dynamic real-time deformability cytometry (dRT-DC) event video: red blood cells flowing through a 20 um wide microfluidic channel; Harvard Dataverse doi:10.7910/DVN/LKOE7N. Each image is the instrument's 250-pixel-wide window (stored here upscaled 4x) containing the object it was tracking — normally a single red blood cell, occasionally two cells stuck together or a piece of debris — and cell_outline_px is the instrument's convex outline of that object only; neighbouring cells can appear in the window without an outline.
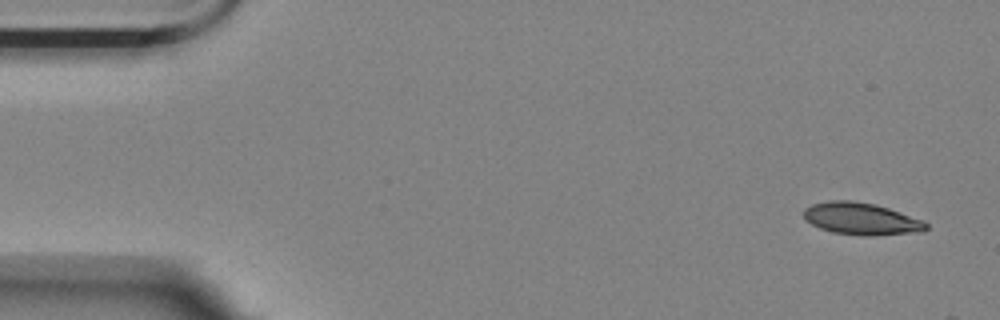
{"species": "Egyptian fruit bat (a non-hibernating species)", "species_latin": "Rousettus aegyptiacus", "temperature_condition": "room temperature", "stored_images_in_passage": 5, "camera_frame_rate_fps": 3000, "um_per_image_px": 0.085, "animal": {"sex": "female"}, "frame": {"image": 1, "passage_image": 1, "time_ms": 0.0, "image_size_px": [1000, 320], "cell_outline_px": [[928, 228], [924, 232], [872, 236], [864, 236], [832, 232], [820, 228], [804, 220], [804, 208], [812, 204], [828, 200], [852, 200], [876, 204], [924, 220], [928, 224]], "centroid_in_image_um": [73.23, 18.6], "position_along_channel_um": 11.8, "area_um2": 23.24}}
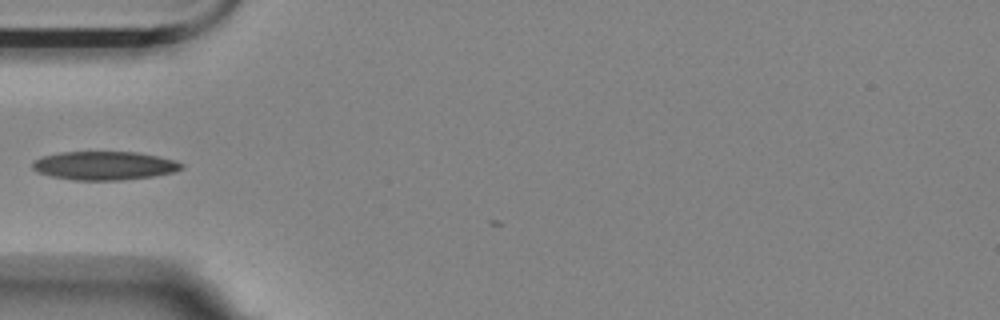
{"frame": {"image": 2, "passage_image": 5, "time_ms": 1.333, "image_size_px": [1000, 320], "cell_outline_px": [[184, 168], [172, 172], [152, 176], [120, 180], [72, 180], [52, 176], [36, 172], [32, 168], [32, 160], [44, 156], [60, 152], [136, 152], [176, 160], [184, 164]], "centroid_in_image_um": [8.84, 14.08], "position_along_channel_um": 76.2, "area_um2": 24.8}}